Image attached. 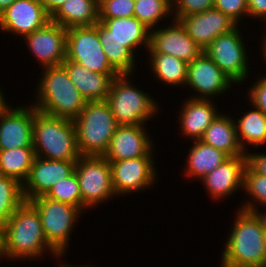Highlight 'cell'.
I'll return each instance as SVG.
<instances>
[{"instance_id": "cell-17", "label": "cell", "mask_w": 266, "mask_h": 267, "mask_svg": "<svg viewBox=\"0 0 266 267\" xmlns=\"http://www.w3.org/2000/svg\"><path fill=\"white\" fill-rule=\"evenodd\" d=\"M247 166L246 156H229L212 172L200 181L208 196L214 202L228 199L239 190H243L244 170Z\"/></svg>"}, {"instance_id": "cell-26", "label": "cell", "mask_w": 266, "mask_h": 267, "mask_svg": "<svg viewBox=\"0 0 266 267\" xmlns=\"http://www.w3.org/2000/svg\"><path fill=\"white\" fill-rule=\"evenodd\" d=\"M64 28L93 26L99 21V0H67L51 16Z\"/></svg>"}, {"instance_id": "cell-45", "label": "cell", "mask_w": 266, "mask_h": 267, "mask_svg": "<svg viewBox=\"0 0 266 267\" xmlns=\"http://www.w3.org/2000/svg\"><path fill=\"white\" fill-rule=\"evenodd\" d=\"M257 215L261 218L265 232H266V207L265 209L263 208V210H258L256 211Z\"/></svg>"}, {"instance_id": "cell-1", "label": "cell", "mask_w": 266, "mask_h": 267, "mask_svg": "<svg viewBox=\"0 0 266 267\" xmlns=\"http://www.w3.org/2000/svg\"><path fill=\"white\" fill-rule=\"evenodd\" d=\"M49 253L61 262L63 257L47 243L37 209L24 201L0 228V261L36 262L35 259L41 260Z\"/></svg>"}, {"instance_id": "cell-3", "label": "cell", "mask_w": 266, "mask_h": 267, "mask_svg": "<svg viewBox=\"0 0 266 267\" xmlns=\"http://www.w3.org/2000/svg\"><path fill=\"white\" fill-rule=\"evenodd\" d=\"M43 74L37 81L35 97L31 103L37 111L59 118L75 120L86 104L62 66L42 68Z\"/></svg>"}, {"instance_id": "cell-25", "label": "cell", "mask_w": 266, "mask_h": 267, "mask_svg": "<svg viewBox=\"0 0 266 267\" xmlns=\"http://www.w3.org/2000/svg\"><path fill=\"white\" fill-rule=\"evenodd\" d=\"M183 175L186 179L201 180L208 173L212 172L229 156L222 150L216 149L201 140L191 141Z\"/></svg>"}, {"instance_id": "cell-35", "label": "cell", "mask_w": 266, "mask_h": 267, "mask_svg": "<svg viewBox=\"0 0 266 267\" xmlns=\"http://www.w3.org/2000/svg\"><path fill=\"white\" fill-rule=\"evenodd\" d=\"M135 0H99V19L134 17Z\"/></svg>"}, {"instance_id": "cell-42", "label": "cell", "mask_w": 266, "mask_h": 267, "mask_svg": "<svg viewBox=\"0 0 266 267\" xmlns=\"http://www.w3.org/2000/svg\"><path fill=\"white\" fill-rule=\"evenodd\" d=\"M3 88L0 87V116L5 113L11 106L10 103L5 99V93L2 91Z\"/></svg>"}, {"instance_id": "cell-12", "label": "cell", "mask_w": 266, "mask_h": 267, "mask_svg": "<svg viewBox=\"0 0 266 267\" xmlns=\"http://www.w3.org/2000/svg\"><path fill=\"white\" fill-rule=\"evenodd\" d=\"M236 85L204 51L188 63V73L185 88L194 93L189 96L195 99L215 100L221 95L228 94L231 87ZM191 88V89H190Z\"/></svg>"}, {"instance_id": "cell-43", "label": "cell", "mask_w": 266, "mask_h": 267, "mask_svg": "<svg viewBox=\"0 0 266 267\" xmlns=\"http://www.w3.org/2000/svg\"><path fill=\"white\" fill-rule=\"evenodd\" d=\"M261 37H262V39H260V40H262V41H261L260 44L262 45L261 46L262 48L260 49L261 50L260 52H262L261 54H262V57H263L261 59H264L263 60L264 62L262 61V63H265L264 65L266 66V34H265V36L264 35L263 36L261 35ZM265 75H266V73H265Z\"/></svg>"}, {"instance_id": "cell-4", "label": "cell", "mask_w": 266, "mask_h": 267, "mask_svg": "<svg viewBox=\"0 0 266 267\" xmlns=\"http://www.w3.org/2000/svg\"><path fill=\"white\" fill-rule=\"evenodd\" d=\"M33 148L37 157L77 161L79 152L73 120L41 113L34 107Z\"/></svg>"}, {"instance_id": "cell-20", "label": "cell", "mask_w": 266, "mask_h": 267, "mask_svg": "<svg viewBox=\"0 0 266 267\" xmlns=\"http://www.w3.org/2000/svg\"><path fill=\"white\" fill-rule=\"evenodd\" d=\"M99 40H116L125 45L135 56L139 47L149 48L150 29L136 17L99 19L94 24Z\"/></svg>"}, {"instance_id": "cell-18", "label": "cell", "mask_w": 266, "mask_h": 267, "mask_svg": "<svg viewBox=\"0 0 266 267\" xmlns=\"http://www.w3.org/2000/svg\"><path fill=\"white\" fill-rule=\"evenodd\" d=\"M34 106H12L0 116V150L33 147Z\"/></svg>"}, {"instance_id": "cell-8", "label": "cell", "mask_w": 266, "mask_h": 267, "mask_svg": "<svg viewBox=\"0 0 266 267\" xmlns=\"http://www.w3.org/2000/svg\"><path fill=\"white\" fill-rule=\"evenodd\" d=\"M82 196V212L99 207L103 202L114 199L112 172L104 156H81L75 167Z\"/></svg>"}, {"instance_id": "cell-33", "label": "cell", "mask_w": 266, "mask_h": 267, "mask_svg": "<svg viewBox=\"0 0 266 267\" xmlns=\"http://www.w3.org/2000/svg\"><path fill=\"white\" fill-rule=\"evenodd\" d=\"M100 42L109 63L119 74L136 73V56L125 45L116 40H100Z\"/></svg>"}, {"instance_id": "cell-27", "label": "cell", "mask_w": 266, "mask_h": 267, "mask_svg": "<svg viewBox=\"0 0 266 267\" xmlns=\"http://www.w3.org/2000/svg\"><path fill=\"white\" fill-rule=\"evenodd\" d=\"M147 64L151 70V75L154 76L155 80L162 82V85L183 87L186 86L188 63L176 58L172 55L163 53H147Z\"/></svg>"}, {"instance_id": "cell-15", "label": "cell", "mask_w": 266, "mask_h": 267, "mask_svg": "<svg viewBox=\"0 0 266 267\" xmlns=\"http://www.w3.org/2000/svg\"><path fill=\"white\" fill-rule=\"evenodd\" d=\"M77 161L48 160L35 157L28 178L22 185L24 200L45 196L56 183L75 172Z\"/></svg>"}, {"instance_id": "cell-21", "label": "cell", "mask_w": 266, "mask_h": 267, "mask_svg": "<svg viewBox=\"0 0 266 267\" xmlns=\"http://www.w3.org/2000/svg\"><path fill=\"white\" fill-rule=\"evenodd\" d=\"M188 35L203 50L219 35L230 33L238 24L215 8L184 16L180 20Z\"/></svg>"}, {"instance_id": "cell-10", "label": "cell", "mask_w": 266, "mask_h": 267, "mask_svg": "<svg viewBox=\"0 0 266 267\" xmlns=\"http://www.w3.org/2000/svg\"><path fill=\"white\" fill-rule=\"evenodd\" d=\"M155 148L145 157L112 161V183L117 197L148 190L157 184L158 170L154 161ZM155 163V164H154Z\"/></svg>"}, {"instance_id": "cell-7", "label": "cell", "mask_w": 266, "mask_h": 267, "mask_svg": "<svg viewBox=\"0 0 266 267\" xmlns=\"http://www.w3.org/2000/svg\"><path fill=\"white\" fill-rule=\"evenodd\" d=\"M38 211L47 243L62 257H65L72 231L83 212L66 203L45 196L29 201Z\"/></svg>"}, {"instance_id": "cell-39", "label": "cell", "mask_w": 266, "mask_h": 267, "mask_svg": "<svg viewBox=\"0 0 266 267\" xmlns=\"http://www.w3.org/2000/svg\"><path fill=\"white\" fill-rule=\"evenodd\" d=\"M247 165L257 174L266 177V153L246 152Z\"/></svg>"}, {"instance_id": "cell-2", "label": "cell", "mask_w": 266, "mask_h": 267, "mask_svg": "<svg viewBox=\"0 0 266 267\" xmlns=\"http://www.w3.org/2000/svg\"><path fill=\"white\" fill-rule=\"evenodd\" d=\"M220 267H266V233L256 212L236 208Z\"/></svg>"}, {"instance_id": "cell-6", "label": "cell", "mask_w": 266, "mask_h": 267, "mask_svg": "<svg viewBox=\"0 0 266 267\" xmlns=\"http://www.w3.org/2000/svg\"><path fill=\"white\" fill-rule=\"evenodd\" d=\"M74 124L82 156H103L118 127L107 100L87 101Z\"/></svg>"}, {"instance_id": "cell-23", "label": "cell", "mask_w": 266, "mask_h": 267, "mask_svg": "<svg viewBox=\"0 0 266 267\" xmlns=\"http://www.w3.org/2000/svg\"><path fill=\"white\" fill-rule=\"evenodd\" d=\"M61 65L86 101L107 100L112 81L119 75L93 72L67 59Z\"/></svg>"}, {"instance_id": "cell-5", "label": "cell", "mask_w": 266, "mask_h": 267, "mask_svg": "<svg viewBox=\"0 0 266 267\" xmlns=\"http://www.w3.org/2000/svg\"><path fill=\"white\" fill-rule=\"evenodd\" d=\"M134 75L119 74L110 87L107 102L118 125H146L161 112L151 93L131 81Z\"/></svg>"}, {"instance_id": "cell-38", "label": "cell", "mask_w": 266, "mask_h": 267, "mask_svg": "<svg viewBox=\"0 0 266 267\" xmlns=\"http://www.w3.org/2000/svg\"><path fill=\"white\" fill-rule=\"evenodd\" d=\"M259 77L260 75L258 74V77L255 78L257 80H254L255 83L247 87V90H249L247 101L266 115V75L262 74Z\"/></svg>"}, {"instance_id": "cell-41", "label": "cell", "mask_w": 266, "mask_h": 267, "mask_svg": "<svg viewBox=\"0 0 266 267\" xmlns=\"http://www.w3.org/2000/svg\"><path fill=\"white\" fill-rule=\"evenodd\" d=\"M45 8L47 13L52 16L58 8L67 0H38Z\"/></svg>"}, {"instance_id": "cell-31", "label": "cell", "mask_w": 266, "mask_h": 267, "mask_svg": "<svg viewBox=\"0 0 266 267\" xmlns=\"http://www.w3.org/2000/svg\"><path fill=\"white\" fill-rule=\"evenodd\" d=\"M248 200L239 203V209L256 212L266 207V177L255 173L248 165L244 170L243 190ZM263 206V207H259Z\"/></svg>"}, {"instance_id": "cell-13", "label": "cell", "mask_w": 266, "mask_h": 267, "mask_svg": "<svg viewBox=\"0 0 266 267\" xmlns=\"http://www.w3.org/2000/svg\"><path fill=\"white\" fill-rule=\"evenodd\" d=\"M41 68L59 66L66 59L67 29L49 21L23 38Z\"/></svg>"}, {"instance_id": "cell-34", "label": "cell", "mask_w": 266, "mask_h": 267, "mask_svg": "<svg viewBox=\"0 0 266 267\" xmlns=\"http://www.w3.org/2000/svg\"><path fill=\"white\" fill-rule=\"evenodd\" d=\"M45 197L73 205L82 211V196L80 193L79 180L75 172L53 185Z\"/></svg>"}, {"instance_id": "cell-44", "label": "cell", "mask_w": 266, "mask_h": 267, "mask_svg": "<svg viewBox=\"0 0 266 267\" xmlns=\"http://www.w3.org/2000/svg\"><path fill=\"white\" fill-rule=\"evenodd\" d=\"M16 0H0V14L11 6Z\"/></svg>"}, {"instance_id": "cell-37", "label": "cell", "mask_w": 266, "mask_h": 267, "mask_svg": "<svg viewBox=\"0 0 266 267\" xmlns=\"http://www.w3.org/2000/svg\"><path fill=\"white\" fill-rule=\"evenodd\" d=\"M213 8L228 15L239 26L241 20L248 17V0H214Z\"/></svg>"}, {"instance_id": "cell-24", "label": "cell", "mask_w": 266, "mask_h": 267, "mask_svg": "<svg viewBox=\"0 0 266 267\" xmlns=\"http://www.w3.org/2000/svg\"><path fill=\"white\" fill-rule=\"evenodd\" d=\"M234 118L228 113H220L205 130L200 140L222 150L228 156H246L237 137Z\"/></svg>"}, {"instance_id": "cell-9", "label": "cell", "mask_w": 266, "mask_h": 267, "mask_svg": "<svg viewBox=\"0 0 266 267\" xmlns=\"http://www.w3.org/2000/svg\"><path fill=\"white\" fill-rule=\"evenodd\" d=\"M240 29V30H239ZM239 25L230 33L217 36L211 44L204 49V53L237 85L247 83L250 78L247 51ZM248 52V53H247ZM249 75V76H248ZM241 83V84H239Z\"/></svg>"}, {"instance_id": "cell-16", "label": "cell", "mask_w": 266, "mask_h": 267, "mask_svg": "<svg viewBox=\"0 0 266 267\" xmlns=\"http://www.w3.org/2000/svg\"><path fill=\"white\" fill-rule=\"evenodd\" d=\"M49 21L51 16L38 0H16L0 14V30L23 38Z\"/></svg>"}, {"instance_id": "cell-22", "label": "cell", "mask_w": 266, "mask_h": 267, "mask_svg": "<svg viewBox=\"0 0 266 267\" xmlns=\"http://www.w3.org/2000/svg\"><path fill=\"white\" fill-rule=\"evenodd\" d=\"M178 107V125L182 138L187 140H200L205 130L221 113L218 106L211 99L187 98Z\"/></svg>"}, {"instance_id": "cell-32", "label": "cell", "mask_w": 266, "mask_h": 267, "mask_svg": "<svg viewBox=\"0 0 266 267\" xmlns=\"http://www.w3.org/2000/svg\"><path fill=\"white\" fill-rule=\"evenodd\" d=\"M24 201L22 184L0 174V228Z\"/></svg>"}, {"instance_id": "cell-29", "label": "cell", "mask_w": 266, "mask_h": 267, "mask_svg": "<svg viewBox=\"0 0 266 267\" xmlns=\"http://www.w3.org/2000/svg\"><path fill=\"white\" fill-rule=\"evenodd\" d=\"M35 157L33 147L0 150V174L11 177L23 185L28 178Z\"/></svg>"}, {"instance_id": "cell-30", "label": "cell", "mask_w": 266, "mask_h": 267, "mask_svg": "<svg viewBox=\"0 0 266 267\" xmlns=\"http://www.w3.org/2000/svg\"><path fill=\"white\" fill-rule=\"evenodd\" d=\"M169 16L173 20L172 3L169 0H135L134 17L150 30L159 27V23Z\"/></svg>"}, {"instance_id": "cell-19", "label": "cell", "mask_w": 266, "mask_h": 267, "mask_svg": "<svg viewBox=\"0 0 266 267\" xmlns=\"http://www.w3.org/2000/svg\"><path fill=\"white\" fill-rule=\"evenodd\" d=\"M146 130L145 125H118L103 156L109 162L147 156L155 145Z\"/></svg>"}, {"instance_id": "cell-28", "label": "cell", "mask_w": 266, "mask_h": 267, "mask_svg": "<svg viewBox=\"0 0 266 267\" xmlns=\"http://www.w3.org/2000/svg\"><path fill=\"white\" fill-rule=\"evenodd\" d=\"M250 105L252 109L235 118L237 137L245 152L251 151L252 146H266V115L254 105Z\"/></svg>"}, {"instance_id": "cell-36", "label": "cell", "mask_w": 266, "mask_h": 267, "mask_svg": "<svg viewBox=\"0 0 266 267\" xmlns=\"http://www.w3.org/2000/svg\"><path fill=\"white\" fill-rule=\"evenodd\" d=\"M214 0H174L172 3L173 19L180 20L184 16L201 13L212 9Z\"/></svg>"}, {"instance_id": "cell-14", "label": "cell", "mask_w": 266, "mask_h": 267, "mask_svg": "<svg viewBox=\"0 0 266 267\" xmlns=\"http://www.w3.org/2000/svg\"><path fill=\"white\" fill-rule=\"evenodd\" d=\"M169 23L171 25H167V23L166 26L161 24L160 28L157 27V29L150 30L147 53L172 55L186 63H190L203 52V49L188 35L180 21L173 19Z\"/></svg>"}, {"instance_id": "cell-11", "label": "cell", "mask_w": 266, "mask_h": 267, "mask_svg": "<svg viewBox=\"0 0 266 267\" xmlns=\"http://www.w3.org/2000/svg\"><path fill=\"white\" fill-rule=\"evenodd\" d=\"M66 59L93 72L119 74L109 63L94 25L67 28Z\"/></svg>"}, {"instance_id": "cell-40", "label": "cell", "mask_w": 266, "mask_h": 267, "mask_svg": "<svg viewBox=\"0 0 266 267\" xmlns=\"http://www.w3.org/2000/svg\"><path fill=\"white\" fill-rule=\"evenodd\" d=\"M248 17L266 22V0H248Z\"/></svg>"}, {"instance_id": "cell-46", "label": "cell", "mask_w": 266, "mask_h": 267, "mask_svg": "<svg viewBox=\"0 0 266 267\" xmlns=\"http://www.w3.org/2000/svg\"><path fill=\"white\" fill-rule=\"evenodd\" d=\"M61 261L60 263H58L57 265H59V267H91L90 265H78L76 266L77 264L75 265H72L73 263H70V264H67V262L65 261ZM93 267V266H92Z\"/></svg>"}]
</instances>
